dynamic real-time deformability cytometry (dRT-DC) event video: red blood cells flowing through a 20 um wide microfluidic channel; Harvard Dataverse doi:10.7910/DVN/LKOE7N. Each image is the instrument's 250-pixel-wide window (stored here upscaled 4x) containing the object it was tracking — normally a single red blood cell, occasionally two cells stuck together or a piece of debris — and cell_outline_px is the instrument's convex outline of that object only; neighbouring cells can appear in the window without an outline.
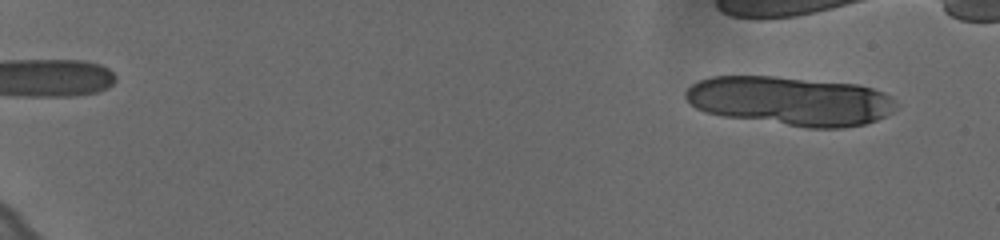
{"species": "human", "species_latin": "Homo sapiens", "temperature_condition": "cold", "stored_images_in_passage": 20, "camera_frame_rate_fps": 3000, "um_per_image_px": 0.085, "donor": {"sex": "female"}, "frame": {"image": 1, "passage_image": 4, "time_ms": 1.0, "image_size_px": [1000, 240], "cell_outline_px": [[896, 108], [892, 112], [876, 120], [864, 124], [840, 128], [808, 128], [724, 116], [704, 112], [696, 108], [684, 96], [684, 92], [692, 84], [700, 80], [712, 76], [772, 76], [856, 84], [872, 88], [892, 96]], "centroid_in_image_um": [67.16, 8.58], "position_along_channel_um": 17.8, "area_um2": 60.05}}